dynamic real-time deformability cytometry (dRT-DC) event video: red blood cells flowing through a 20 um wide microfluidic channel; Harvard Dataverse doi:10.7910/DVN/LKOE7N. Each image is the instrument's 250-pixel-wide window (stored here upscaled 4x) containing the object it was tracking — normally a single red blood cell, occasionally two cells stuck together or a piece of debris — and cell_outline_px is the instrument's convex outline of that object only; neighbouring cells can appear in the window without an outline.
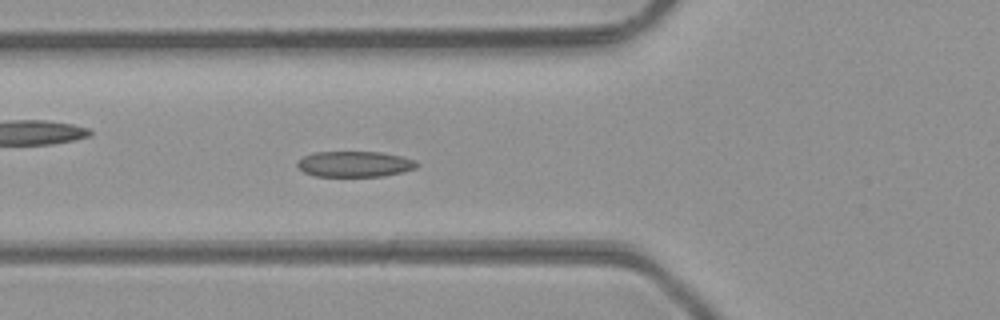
{"species": "common noctule bat (a hibernating species)", "species_latin": "Nyctalus noctula", "temperature_condition": "room temperature", "stored_images_in_passage": 38, "camera_frame_rate_fps": 3000, "um_per_image_px": 0.085, "animal": {"sex": "male", "body_mass_g": 23.1, "forearm_length_mm": 52.7}, "frame": {"image": 1, "passage_image": 7, "time_ms": 2.0, "image_size_px": [1000, 320], "cell_outline_px": [[420, 164], [416, 168], [384, 176], [316, 176], [304, 172], [296, 164], [304, 156], [312, 152], [380, 152], [400, 156], [416, 160]], "centroid_in_image_um": [30.17, 13.94], "position_along_channel_um": 95.6, "area_um2": 17.8}}
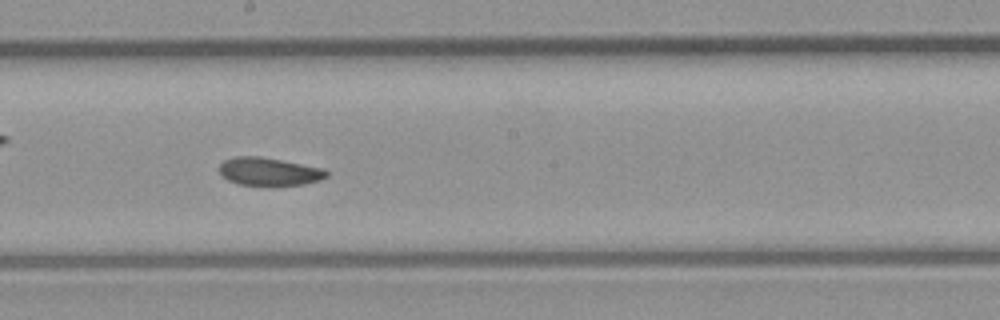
{"frame": {"image": 2, "passage_image": 16, "time_ms": 5.0, "image_size_px": [1000, 320], "cell_outline_px": [[328, 176], [320, 180], [304, 184], [276, 188], [268, 188], [240, 184], [228, 180], [220, 172], [220, 164], [224, 160], [236, 156], [260, 156], [324, 168], [328, 172]], "centroid_in_image_um": [22.91, 14.63], "position_along_channel_um": 225.3, "area_um2": 18.15}}
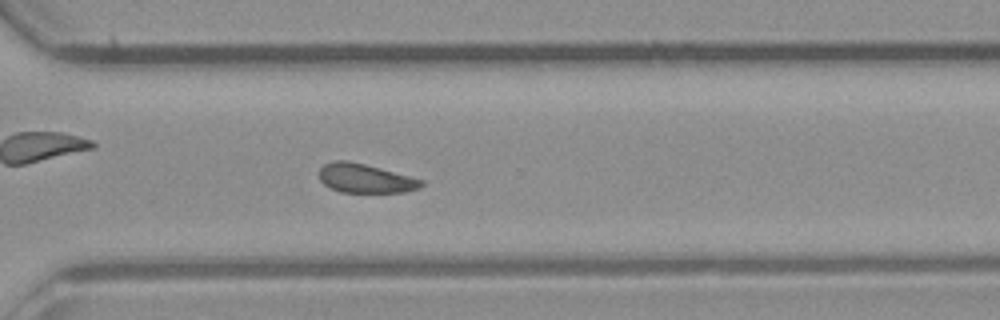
{"frame": {"image": 3, "passage_image": 24, "time_ms": 7.667, "image_size_px": [1000, 320], "cell_outline_px": [[424, 184], [420, 188], [404, 192], [340, 192], [324, 184], [320, 180], [320, 168], [324, 164], [336, 160], [348, 160], [380, 168], [424, 180]], "centroid_in_image_um": [31.06, 15.16], "position_along_channel_um": 339.5, "area_um2": 17.17}, "authors_computed_cell_mechanics": {"area_um2": 17.8602, "velocity_mm_per_s": 4.3003, "shape_relaxation_time_tau1_ms": 4.0392, "shape_relaxation_time_tau2_ms": 2.9741, "deformation_change_tau1": 0.1098, "deformation_change_tau2": 0.0775}}